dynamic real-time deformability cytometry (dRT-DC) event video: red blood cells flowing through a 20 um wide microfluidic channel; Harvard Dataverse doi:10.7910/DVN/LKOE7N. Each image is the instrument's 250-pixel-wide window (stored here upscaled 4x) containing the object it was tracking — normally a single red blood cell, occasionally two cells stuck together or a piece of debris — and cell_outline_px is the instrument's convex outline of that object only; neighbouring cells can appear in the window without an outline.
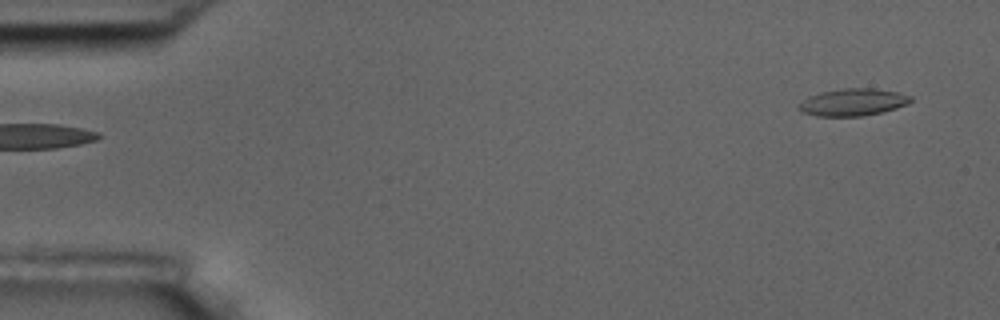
{"species": "common noctule bat (a hibernating species)", "species_latin": "Nyctalus noctula", "temperature_condition": "room temperature", "stored_images_in_passage": 6, "segment_of_instrument_passage": [2, 2], "camera_frame_rate_fps": 3000, "um_per_image_px": 0.085, "animal": {"sex": "male", "body_mass_g": 17.5, "forearm_length_mm": 52.3}, "frame": {"image": 1, "passage_image": 6, "time_ms": 5.667, "image_size_px": [1000, 320], "cell_outline_px": [[912, 100], [908, 104], [896, 108], [864, 116], [816, 116], [804, 112], [796, 108], [808, 96], [820, 92], [844, 88], [876, 88], [900, 92], [912, 96]], "centroid_in_image_um": [72.53, 8.68], "position_along_channel_um": 12.5, "area_um2": 17.8}}